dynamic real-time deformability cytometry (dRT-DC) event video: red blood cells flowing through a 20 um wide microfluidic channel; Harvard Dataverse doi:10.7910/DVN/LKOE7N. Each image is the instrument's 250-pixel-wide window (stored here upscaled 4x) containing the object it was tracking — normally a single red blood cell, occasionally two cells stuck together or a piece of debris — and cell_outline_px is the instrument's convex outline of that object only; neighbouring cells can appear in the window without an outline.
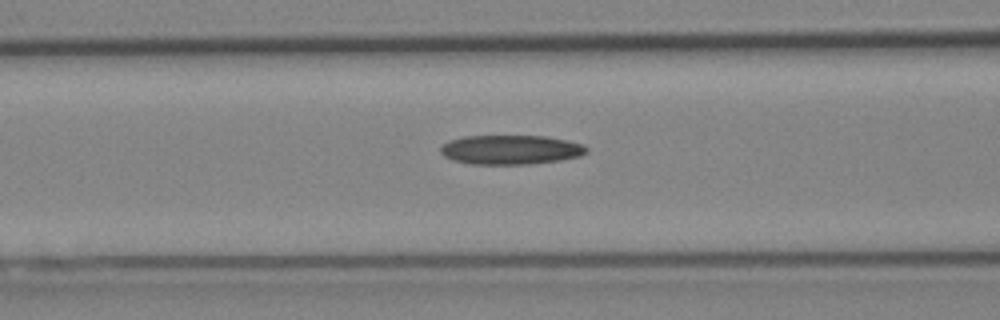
{"species": "Egyptian fruit bat (a non-hibernating species)", "species_latin": "Rousettus aegyptiacus", "temperature_condition": "cold", "stored_images_in_passage": 37, "camera_frame_rate_fps": 3000, "um_per_image_px": 0.085, "animal": {"sex": "female"}, "frame": {"image": 1, "passage_image": 17, "time_ms": 5.333, "image_size_px": [1000, 320], "cell_outline_px": [[588, 152], [580, 156], [560, 160], [528, 164], [472, 164], [452, 160], [444, 156], [440, 152], [440, 148], [448, 140], [464, 136], [544, 136], [568, 140], [584, 144], [588, 148]], "centroid_in_image_um": [43.42, 12.72], "position_along_channel_um": 123.2, "area_um2": 25.09}}
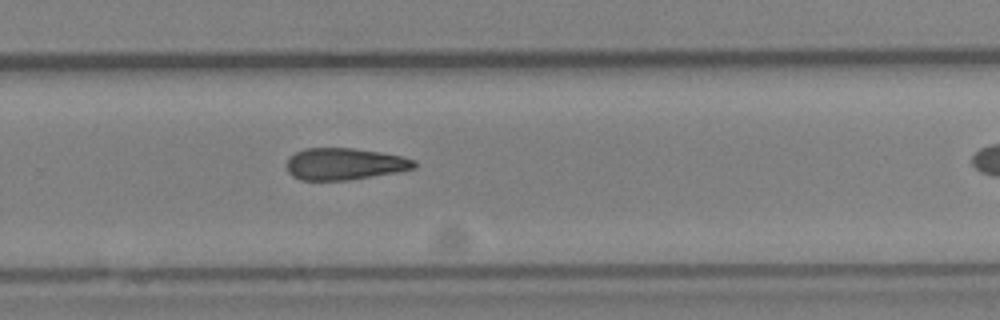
{"frame": {"image": 2, "passage_image": 30, "time_ms": 9.667, "image_size_px": [1000, 320], "cell_outline_px": [[416, 168], [396, 172], [348, 180], [300, 180], [292, 176], [288, 172], [288, 160], [296, 152], [304, 148], [352, 148], [380, 152], [400, 156], [416, 160]], "centroid_in_image_um": [29.29, 13.93], "position_along_channel_um": 300.5, "area_um2": 23.47}}
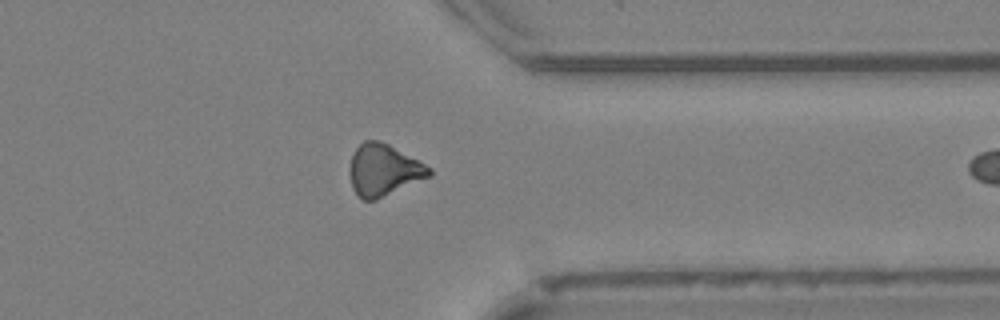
{"frame": {"image": 3, "passage_image": 36, "time_ms": 11.667, "image_size_px": [1000, 320], "cell_outline_px": [[432, 176], [376, 200], [364, 200], [352, 188], [348, 172], [348, 168], [352, 156], [356, 148], [364, 140], [380, 140], [388, 144], [432, 168]], "centroid_in_image_um": [32.6, 14.46], "position_along_channel_um": 378.8, "area_um2": 24.04}}